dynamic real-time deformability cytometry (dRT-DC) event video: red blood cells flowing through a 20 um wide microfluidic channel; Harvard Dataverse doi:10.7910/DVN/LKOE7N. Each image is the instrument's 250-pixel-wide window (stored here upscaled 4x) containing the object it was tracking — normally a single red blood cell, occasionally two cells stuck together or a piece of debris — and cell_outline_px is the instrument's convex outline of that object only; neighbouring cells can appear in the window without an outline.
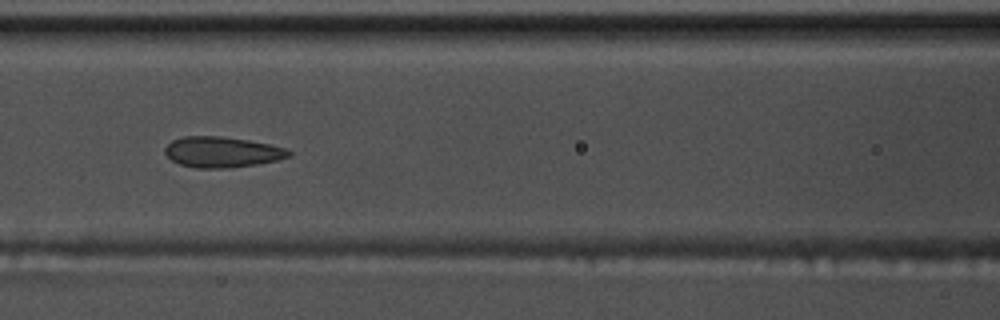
{"species": "common noctule bat (a hibernating species)", "species_latin": "Nyctalus noctula", "temperature_condition": "warm", "stored_images_in_passage": 55, "camera_frame_rate_fps": 3000, "um_per_image_px": 0.085, "animal": {"sex": "male", "body_mass_g": 17.5, "forearm_length_mm": 52.3}, "frame": {"image": 1, "passage_image": 24, "time_ms": 7.667, "image_size_px": [1000, 320], "cell_outline_px": [[292, 156], [276, 160], [256, 164], [228, 168], [196, 168], [180, 164], [172, 160], [164, 152], [164, 148], [172, 140], [184, 136], [220, 136], [248, 140], [268, 144], [284, 148], [292, 152]], "centroid_in_image_um": [18.86, 12.92], "position_along_channel_um": 147.7, "area_um2": 22.02}}
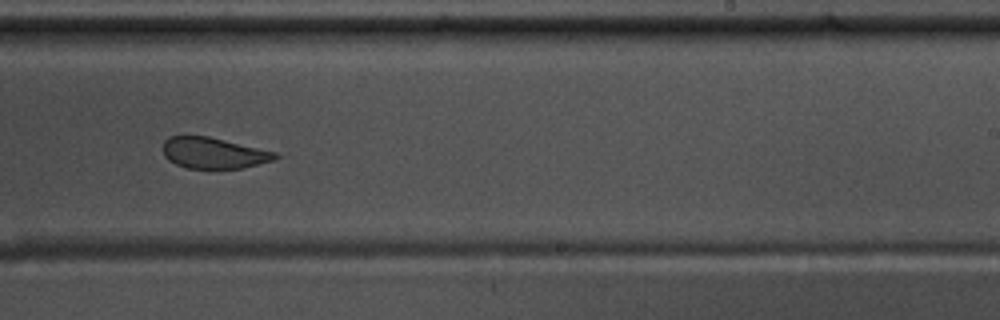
{"frame": {"image": 2, "passage_image": 34, "time_ms": 11.0, "image_size_px": [1000, 320], "cell_outline_px": [[280, 156], [276, 160], [240, 168], [184, 168], [168, 160], [164, 156], [164, 140], [168, 136], [208, 136], [276, 152]], "centroid_in_image_um": [18.15, 13.0], "position_along_channel_um": 270.8, "area_um2": 20.23}}
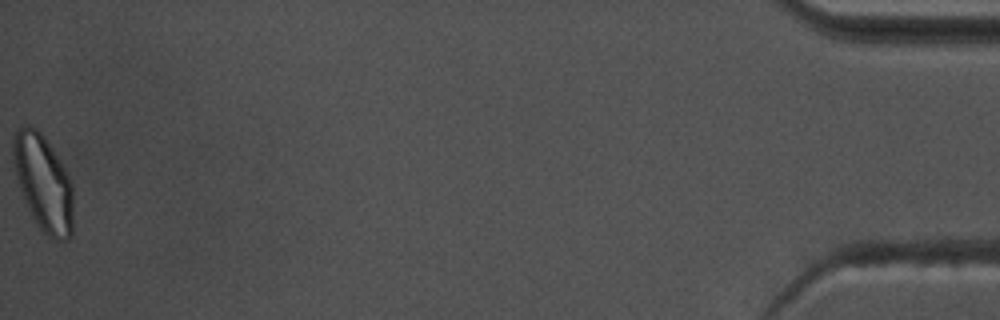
{"frame": {"image": 3, "passage_image": 55, "time_ms": 18.0, "image_size_px": [1000, 320], "cell_outline_px": [[72, 236], [68, 240], [52, 240], [40, 228], [32, 216], [24, 200], [16, 176], [12, 160], [12, 140], [16, 128], [20, 124], [24, 124], [36, 128], [44, 136], [60, 160], [72, 184]], "centroid_in_image_um": [3.66, 15.52], "position_along_channel_um": 431.5, "area_um2": 33.81}, "authors_computed_cell_mechanics": {"area_um2": 23.5824, "velocity_mm_per_s": 3.7105, "shape_relaxation_time_tau1_ms": null, "shape_relaxation_time_tau2_ms": 1.1595, "deformation_change_tau1": null, "deformation_change_tau2": 0.0861}}